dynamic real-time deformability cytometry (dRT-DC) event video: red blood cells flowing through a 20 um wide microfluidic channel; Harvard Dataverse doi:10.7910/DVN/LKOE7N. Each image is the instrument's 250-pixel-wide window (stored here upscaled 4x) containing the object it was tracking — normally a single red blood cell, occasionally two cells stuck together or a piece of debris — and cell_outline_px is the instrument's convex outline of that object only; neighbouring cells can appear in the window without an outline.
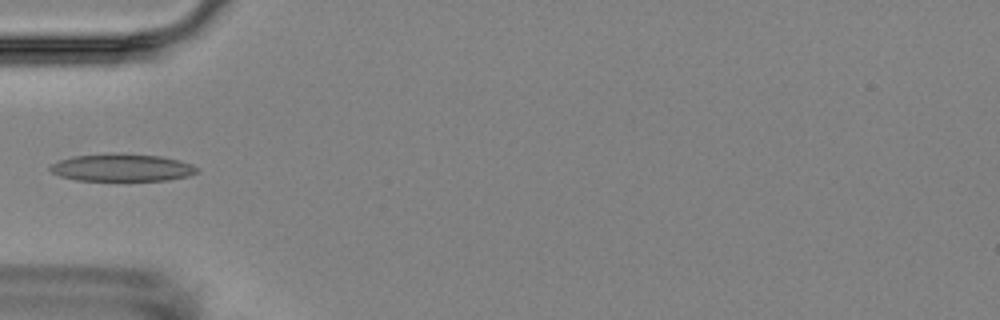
{"species": "Egyptian fruit bat (a non-hibernating species)", "species_latin": "Rousettus aegyptiacus", "temperature_condition": "room temperature", "stored_images_in_passage": 4, "camera_frame_rate_fps": 3000, "um_per_image_px": 0.085, "animal": {"sex": "female"}, "frame": {"image": 1, "passage_image": 4, "time_ms": 4.667, "image_size_px": [1000, 320], "cell_outline_px": [[200, 172], [188, 176], [168, 180], [76, 180], [60, 176], [52, 172], [48, 168], [52, 164], [60, 160], [72, 156], [160, 156], [180, 160], [192, 164], [200, 168]], "centroid_in_image_um": [10.44, 14.29], "position_along_channel_um": 74.6, "area_um2": 22.48}}